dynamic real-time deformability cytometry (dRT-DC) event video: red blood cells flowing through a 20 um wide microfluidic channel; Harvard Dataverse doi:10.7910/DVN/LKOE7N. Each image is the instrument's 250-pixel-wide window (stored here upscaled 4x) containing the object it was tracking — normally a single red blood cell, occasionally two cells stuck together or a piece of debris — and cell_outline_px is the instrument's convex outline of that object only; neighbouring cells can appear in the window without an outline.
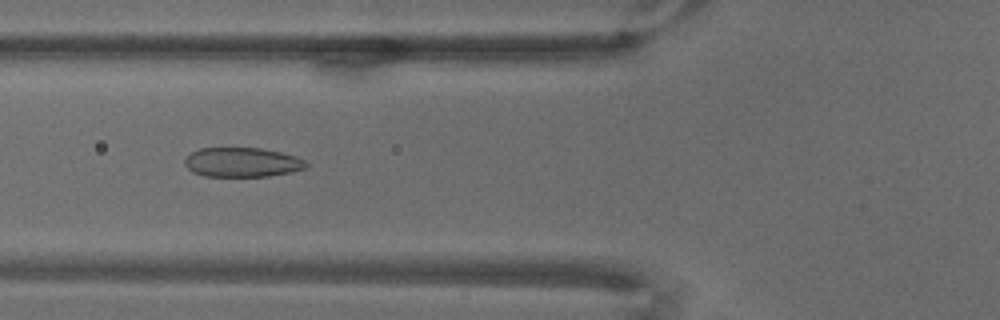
{"species": "common noctule bat (a hibernating species)", "species_latin": "Nyctalus noctula", "temperature_condition": "warm", "stored_images_in_passage": 54, "camera_frame_rate_fps": 3000, "um_per_image_px": 0.085, "animal": {"sex": "male", "body_mass_g": 18.8}, "frame": {"image": 1, "passage_image": 10, "time_ms": 3.0, "image_size_px": [1000, 320], "cell_outline_px": [[308, 164], [304, 168], [288, 172], [268, 176], [204, 176], [192, 172], [184, 164], [184, 160], [192, 152], [200, 148], [260, 148], [280, 152], [296, 156], [304, 160]], "centroid_in_image_um": [20.55, 13.79], "position_along_channel_um": 105.2, "area_um2": 20.63}}
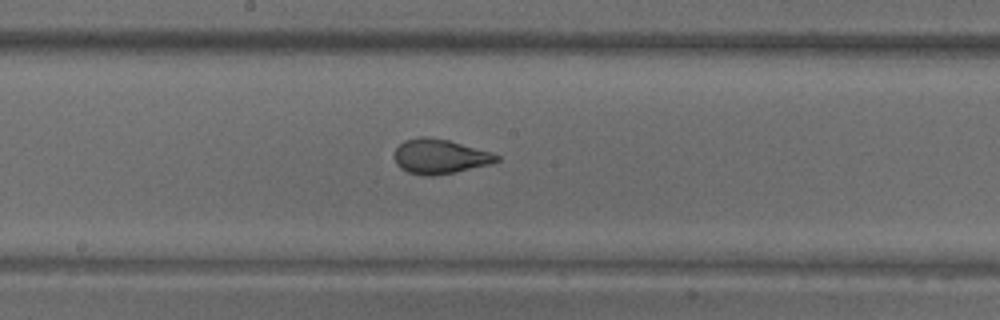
{"frame": {"image": 2, "passage_image": 21, "time_ms": 6.667, "image_size_px": [1000, 320], "cell_outline_px": [[500, 160], [492, 164], [456, 172], [432, 176], [424, 176], [408, 172], [400, 168], [396, 164], [392, 156], [396, 148], [404, 140], [420, 136], [428, 136], [448, 140], [492, 152], [500, 156]], "centroid_in_image_um": [37.37, 13.3], "position_along_channel_um": 210.8, "area_um2": 20.98}}
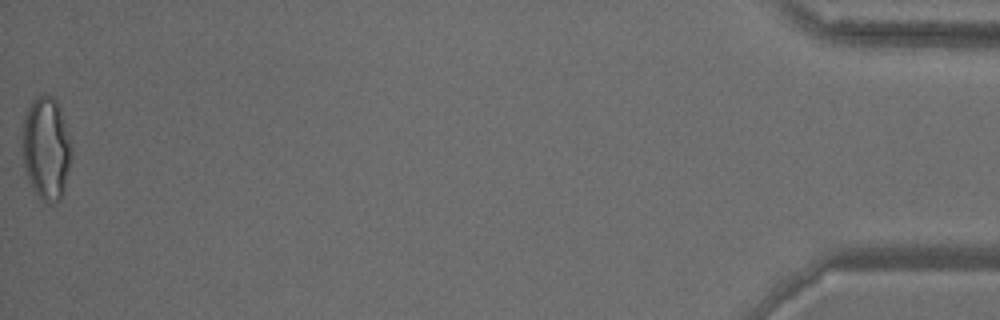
{"frame": {"image": 3, "passage_image": 54, "time_ms": 17.667, "image_size_px": [1000, 320], "cell_outline_px": [[72, 156], [64, 188], [60, 200], [52, 204], [48, 204], [32, 188], [24, 164], [20, 144], [24, 116], [32, 100], [36, 96], [52, 96], [56, 100], [60, 108], [72, 144]], "centroid_in_image_um": [3.92, 12.59], "position_along_channel_um": 431.3, "area_um2": 29.71}}